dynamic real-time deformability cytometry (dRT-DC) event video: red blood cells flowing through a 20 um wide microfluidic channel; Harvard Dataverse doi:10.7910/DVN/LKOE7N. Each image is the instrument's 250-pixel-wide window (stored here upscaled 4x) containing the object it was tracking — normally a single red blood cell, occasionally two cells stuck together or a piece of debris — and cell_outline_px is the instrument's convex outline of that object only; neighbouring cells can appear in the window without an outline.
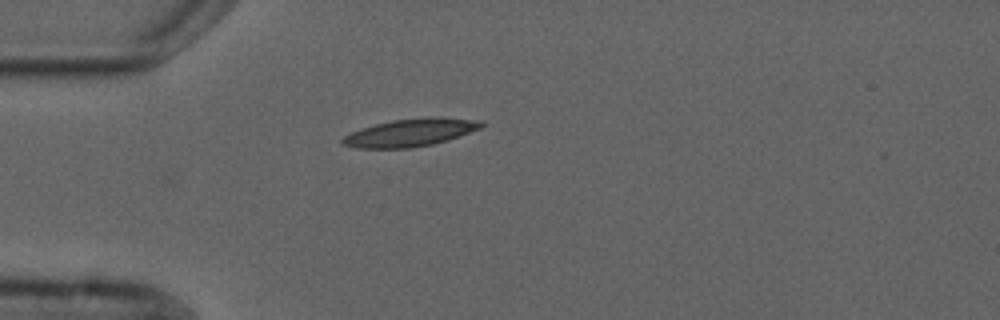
{"species": "common noctule bat (a hibernating species)", "species_latin": "Nyctalus noctula", "temperature_condition": "cold", "stored_images_in_passage": 2, "camera_frame_rate_fps": 3000, "um_per_image_px": 0.085, "animal": {"sex": "male", "forearm_length_mm": 52.5}, "frame": {"image": 1, "passage_image": 1, "time_ms": 0.0, "image_size_px": [1000, 320], "cell_outline_px": [[484, 128], [448, 140], [432, 144], [412, 148], [356, 148], [344, 144], [340, 140], [344, 136], [352, 132], [376, 124], [392, 120], [428, 116], [440, 116], [484, 120]], "centroid_in_image_um": [35.0, 11.25], "position_along_channel_um": 50.0, "area_um2": 22.72}}